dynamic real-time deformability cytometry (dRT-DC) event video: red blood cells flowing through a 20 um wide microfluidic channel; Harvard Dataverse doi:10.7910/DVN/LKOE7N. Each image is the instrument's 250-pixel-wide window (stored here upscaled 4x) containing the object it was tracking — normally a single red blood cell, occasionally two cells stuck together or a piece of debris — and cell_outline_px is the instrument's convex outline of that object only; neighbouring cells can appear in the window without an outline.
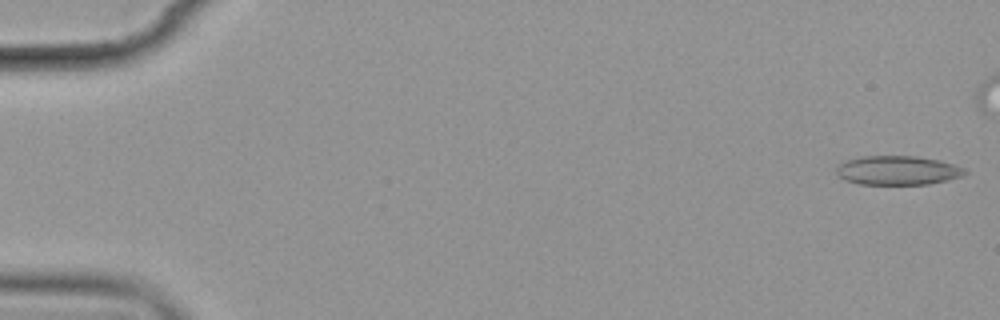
{"species": "common noctule bat (a hibernating species)", "species_latin": "Nyctalus noctula", "temperature_condition": "cold", "stored_images_in_passage": 8, "camera_frame_rate_fps": 3000, "um_per_image_px": 0.085, "animal": {"sex": "female", "body_mass_g": 19.9}, "frame": {"image": 1, "passage_image": 1, "time_ms": 0.0, "image_size_px": [1000, 320], "cell_outline_px": [[968, 172], [960, 176], [948, 180], [928, 184], [860, 184], [844, 180], [836, 172], [836, 168], [844, 160], [860, 156], [916, 156], [940, 160], [964, 168]], "centroid_in_image_um": [76.28, 14.47], "position_along_channel_um": 8.7, "area_um2": 21.79}}
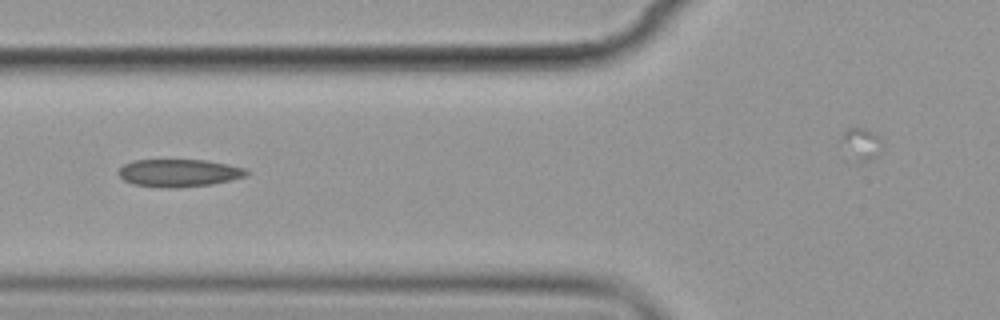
{"frame": {"image": 2, "passage_image": 7, "time_ms": 7.0, "image_size_px": [1000, 320], "cell_outline_px": [[248, 176], [212, 184], [176, 188], [160, 188], [132, 184], [124, 180], [116, 172], [124, 164], [132, 160], [204, 160], [228, 164], [244, 168], [248, 172]], "centroid_in_image_um": [15.18, 14.71], "position_along_channel_um": 110.6, "area_um2": 20.75}}
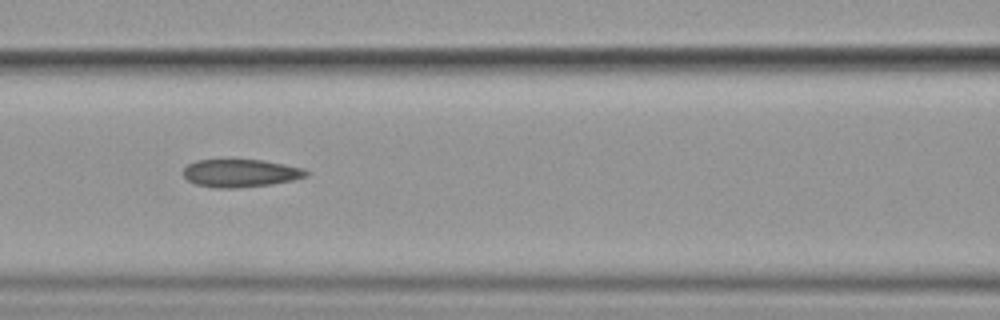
{"frame": {"image": 3, "passage_image": 8, "time_ms": 8.0, "image_size_px": [1000, 320], "cell_outline_px": [[308, 176], [292, 180], [272, 184], [236, 188], [216, 188], [196, 184], [188, 180], [184, 176], [184, 168], [188, 164], [196, 160], [264, 160], [304, 168], [308, 172]], "centroid_in_image_um": [20.46, 14.72], "position_along_channel_um": 146.1, "area_um2": 19.88}}